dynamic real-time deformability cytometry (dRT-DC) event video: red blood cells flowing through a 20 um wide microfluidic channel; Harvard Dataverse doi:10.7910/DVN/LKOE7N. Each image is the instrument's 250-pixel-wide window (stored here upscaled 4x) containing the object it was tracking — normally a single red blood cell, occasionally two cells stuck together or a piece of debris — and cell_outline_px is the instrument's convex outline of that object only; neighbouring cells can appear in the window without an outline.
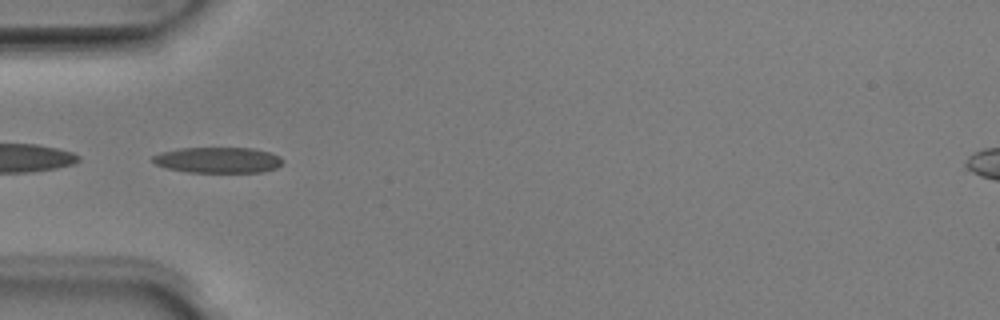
{"species": "Egyptian fruit bat (a non-hibernating species)", "species_latin": "Rousettus aegyptiacus", "temperature_condition": "room temperature", "stored_images_in_passage": 48, "camera_frame_rate_fps": 3000, "um_per_image_px": 0.085, "animal": {"sex": "male"}, "frame": {"image": 1, "passage_image": 14, "time_ms": 4.333, "image_size_px": [1000, 320], "cell_outline_px": [[284, 160], [276, 168], [260, 172], [188, 172], [168, 168], [156, 164], [152, 160], [152, 156], [160, 152], [180, 148], [252, 148], [268, 152], [280, 156]], "centroid_in_image_um": [18.52, 13.6], "position_along_channel_um": 66.5, "area_um2": 19.42}}
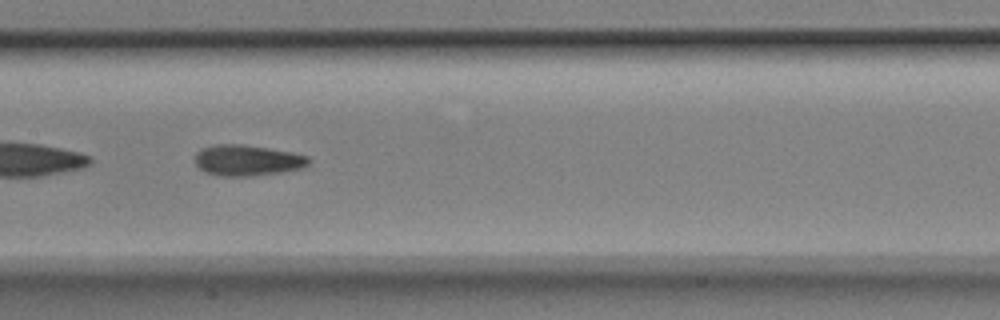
{"frame": {"image": 2, "passage_image": 23, "time_ms": 7.333, "image_size_px": [1000, 320], "cell_outline_px": [[312, 160], [304, 168], [280, 172], [252, 176], [216, 176], [204, 172], [196, 164], [196, 152], [200, 148], [216, 144], [240, 144], [268, 148], [292, 152], [308, 156]], "centroid_in_image_um": [21.02, 13.63], "position_along_channel_um": 186.4, "area_um2": 20.63}}
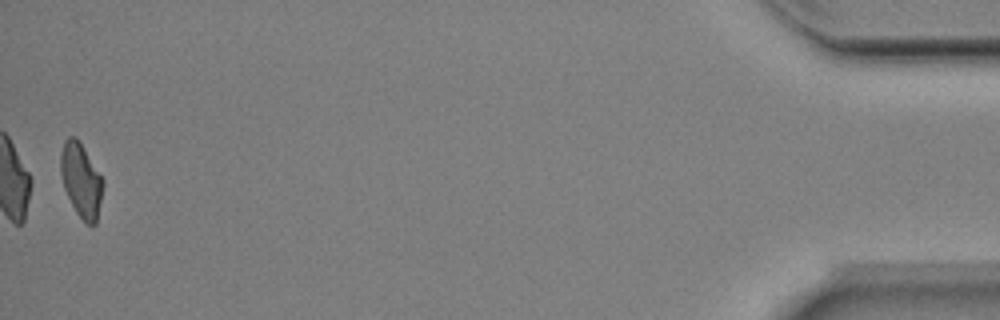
{"frame": {"image": 3, "passage_image": 48, "time_ms": 15.667, "image_size_px": [1000, 320], "cell_outline_px": [[104, 184], [96, 224], [88, 224], [76, 212], [64, 188], [60, 172], [60, 152], [64, 140], [68, 136], [76, 136], [104, 180]], "centroid_in_image_um": [6.88, 15.28], "position_along_channel_um": 428.3, "area_um2": 18.15}, "authors_computed_cell_mechanics": {"area_um2": 19.8254, "velocity_mm_per_s": 4.0006, "shape_relaxation_time_tau1_ms": 6.0493, "shape_relaxation_time_tau2_ms": 1.9132, "deformation_change_tau1": 0.1496, "deformation_change_tau2": 0.0896}}